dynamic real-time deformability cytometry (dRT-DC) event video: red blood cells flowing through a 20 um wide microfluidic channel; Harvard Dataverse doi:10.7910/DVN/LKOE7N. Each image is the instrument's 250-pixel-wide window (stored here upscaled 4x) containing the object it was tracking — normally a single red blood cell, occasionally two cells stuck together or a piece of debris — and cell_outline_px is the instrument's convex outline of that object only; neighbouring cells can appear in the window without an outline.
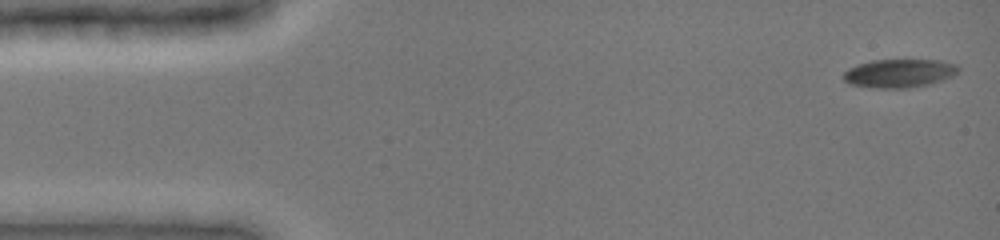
{"species": "common noctule bat (a hibernating species)", "species_latin": "Nyctalus noctula", "temperature_condition": "cold", "stored_images_in_passage": 48, "camera_frame_rate_fps": 3000, "um_per_image_px": 0.085, "animal": {"sex": "female", "body_mass_g": 19.0, "forearm_length_mm": 51.5}, "frame": {"image": 1, "passage_image": 1, "time_ms": 0.0, "image_size_px": [1000, 240], "cell_outline_px": [[960, 68], [952, 76], [928, 84], [908, 88], [872, 88], [848, 84], [844, 80], [844, 72], [848, 68], [872, 60], [940, 60], [956, 64]], "centroid_in_image_um": [76.41, 6.23], "position_along_channel_um": 8.6, "area_um2": 18.96}}
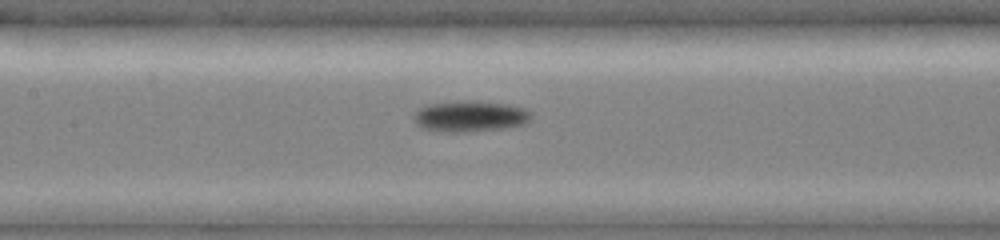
{"frame": {"image": 2, "passage_image": 22, "time_ms": 7.0, "image_size_px": [1000, 240], "cell_outline_px": [[532, 116], [524, 124], [504, 128], [464, 132], [440, 132], [420, 128], [412, 120], [412, 116], [420, 108], [428, 104], [460, 100], [476, 100], [508, 104], [524, 108], [532, 112]], "centroid_in_image_um": [39.92, 9.88], "position_along_channel_um": 167.5, "area_um2": 21.62}}
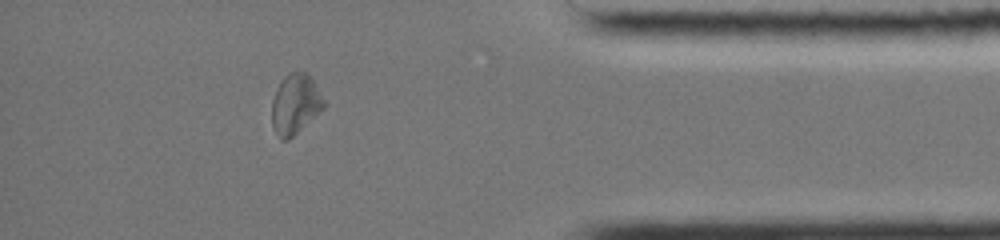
{"frame": {"image": 3, "passage_image": 42, "time_ms": 13.667, "image_size_px": [1000, 240], "cell_outline_px": [[324, 108], [320, 112], [288, 140], [280, 140], [276, 136], [272, 128], [272, 100], [276, 88], [284, 76], [288, 72], [304, 72], [312, 76], [324, 100]], "centroid_in_image_um": [25.08, 8.85], "position_along_channel_um": 410.1, "area_um2": 18.38}, "authors_computed_cell_mechanics": {"area_um2": 18.9006, "velocity_mm_per_s": 3.9316, "shape_relaxation_time_tau1_ms": 8.6268, "shape_relaxation_time_tau2_ms": null, "deformation_change_tau1": 0.1364, "deformation_change_tau2": null}}